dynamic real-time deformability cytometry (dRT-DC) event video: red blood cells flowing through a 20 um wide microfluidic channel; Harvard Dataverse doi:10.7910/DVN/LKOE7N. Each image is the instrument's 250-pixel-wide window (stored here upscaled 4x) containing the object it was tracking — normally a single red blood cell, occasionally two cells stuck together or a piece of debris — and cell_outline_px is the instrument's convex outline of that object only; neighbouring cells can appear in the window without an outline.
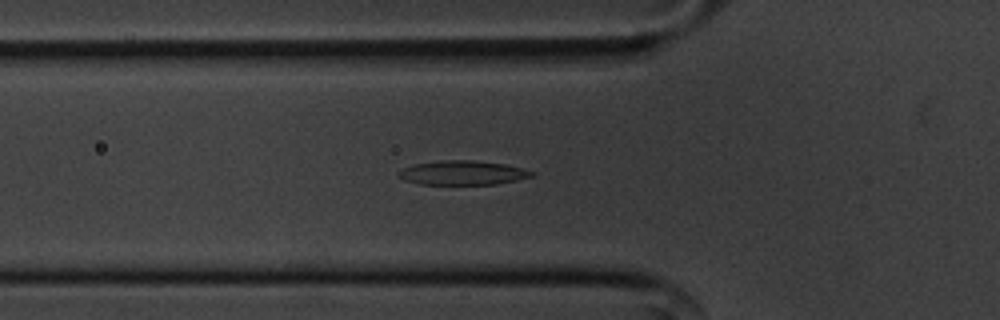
{"species": "common noctule bat (a hibernating species)", "species_latin": "Nyctalus noctula", "temperature_condition": "cold", "stored_images_in_passage": 48, "camera_frame_rate_fps": 3000, "um_per_image_px": 0.085, "animal": {"sex": "male", "body_mass_g": 20.1, "forearm_length_mm": 53.5}, "frame": {"image": 1, "passage_image": 11, "time_ms": 3.333, "image_size_px": [1000, 320], "cell_outline_px": [[536, 172], [532, 176], [516, 180], [496, 184], [420, 184], [404, 180], [396, 176], [396, 172], [404, 168], [416, 164], [448, 160], [472, 160], [504, 164]], "centroid_in_image_um": [39.3, 14.69], "position_along_channel_um": 86.5, "area_um2": 18.55}}
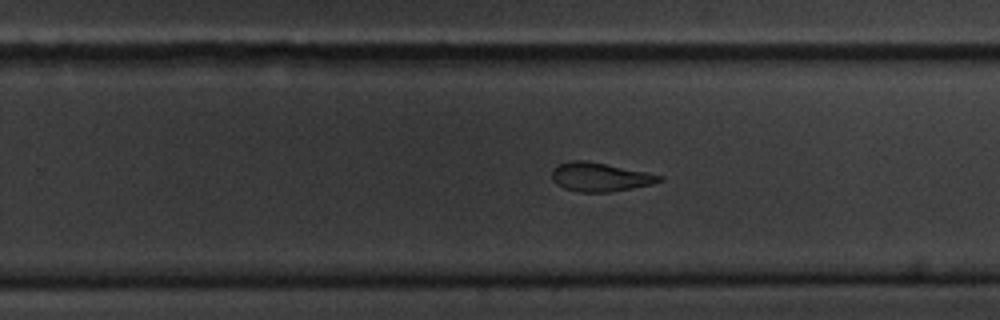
{"frame": {"image": 2, "passage_image": 27, "time_ms": 8.667, "image_size_px": [1000, 320], "cell_outline_px": [[664, 180], [652, 184], [612, 192], [580, 192], [564, 188], [556, 184], [552, 180], [552, 168], [556, 164], [568, 160], [584, 160], [664, 176]], "centroid_in_image_um": [50.95, 15.05], "position_along_channel_um": 278.9, "area_um2": 18.03}}
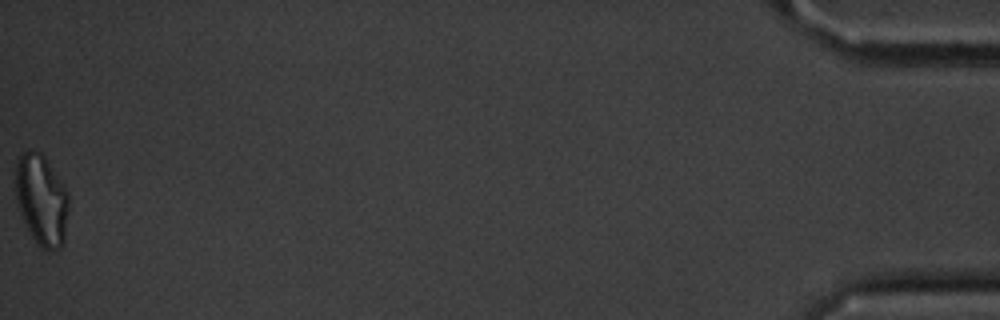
{"frame": {"image": 3, "passage_image": 48, "time_ms": 15.667, "image_size_px": [1000, 320], "cell_outline_px": [[68, 208], [64, 244], [60, 248], [48, 252], [40, 248], [36, 244], [20, 212], [16, 196], [16, 160], [28, 148], [40, 152], [44, 156], [68, 192]], "centroid_in_image_um": [3.54, 17.01], "position_along_channel_um": 431.7, "area_um2": 28.15}, "authors_computed_cell_mechanics": {"area_um2": 19.4208, "velocity_mm_per_s": 3.5929, "shape_relaxation_time_tau1_ms": 4.4968, "shape_relaxation_time_tau2_ms": 2.266, "deformation_change_tau1": 0.1688, "deformation_change_tau2": 0.0945}}